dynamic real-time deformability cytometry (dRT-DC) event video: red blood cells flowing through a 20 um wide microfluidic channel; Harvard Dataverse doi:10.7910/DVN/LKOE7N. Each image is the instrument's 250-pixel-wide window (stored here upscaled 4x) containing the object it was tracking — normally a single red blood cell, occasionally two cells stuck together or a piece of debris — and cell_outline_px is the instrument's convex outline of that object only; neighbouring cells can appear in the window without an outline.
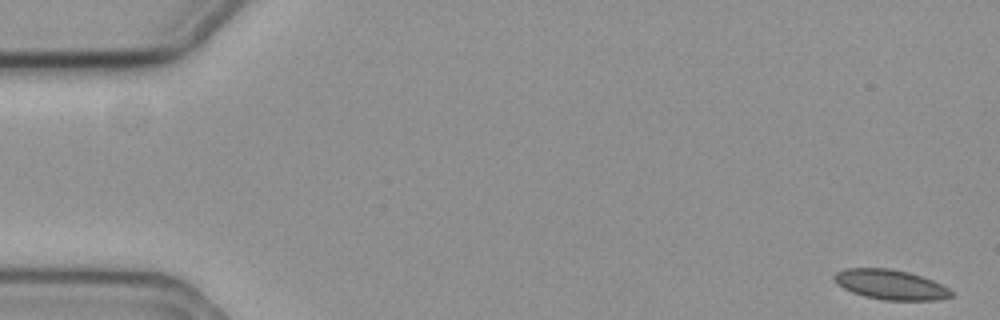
{"species": "common noctule bat (a hibernating species)", "species_latin": "Nyctalus noctula", "temperature_condition": "cold", "stored_images_in_passage": 59, "segment_of_instrument_passage": [1, 2], "camera_frame_rate_fps": 3000, "um_per_image_px": 0.085, "animal": {"sex": "female", "body_mass_g": 19.3, "forearm_length_mm": 54.1}, "frame": {"image": 1, "passage_image": 1, "time_ms": 0.0, "image_size_px": [1000, 320], "cell_outline_px": [[952, 296], [940, 300], [884, 300], [864, 296], [852, 292], [836, 284], [832, 276], [836, 272], [844, 268], [892, 268], [908, 272], [932, 280], [948, 288], [952, 292]], "centroid_in_image_um": [75.66, 24.18], "position_along_channel_um": 9.3, "area_um2": 20.4}}
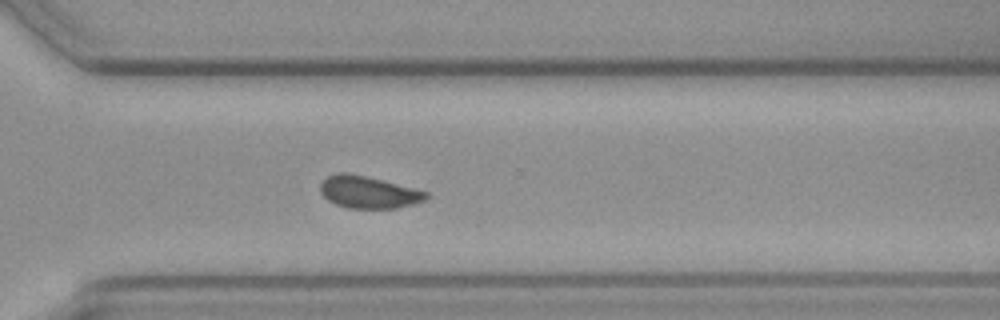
{"frame": {"image": 2, "passage_image": 41, "time_ms": 13.333, "image_size_px": [1000, 320], "cell_outline_px": [[428, 196], [424, 200], [412, 204], [396, 208], [348, 208], [336, 204], [328, 200], [320, 192], [320, 184], [328, 176], [340, 172], [348, 172], [428, 192]], "centroid_in_image_um": [31.28, 16.34], "position_along_channel_um": 339.3, "area_um2": 19.42}}
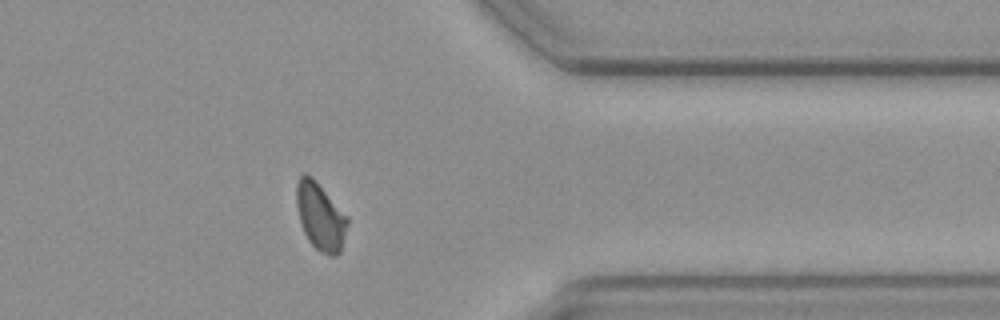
{"frame": {"image": 3, "passage_image": 46, "time_ms": 15.0, "image_size_px": [1000, 320], "cell_outline_px": [[348, 224], [340, 252], [336, 256], [332, 256], [320, 252], [308, 240], [304, 232], [300, 220], [296, 204], [296, 184], [300, 176], [304, 172], [312, 176], [316, 180], [348, 216]], "centroid_in_image_um": [27.23, 18.38], "position_along_channel_um": 384.2, "area_um2": 20.11}}